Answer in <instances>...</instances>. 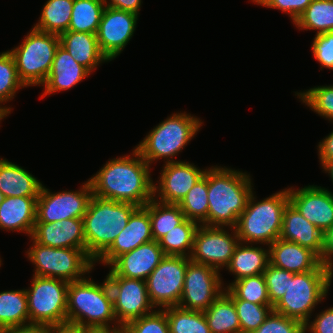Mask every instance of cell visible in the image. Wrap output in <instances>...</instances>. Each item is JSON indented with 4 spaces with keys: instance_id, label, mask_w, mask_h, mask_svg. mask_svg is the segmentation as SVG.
<instances>
[{
    "instance_id": "44dd1931",
    "label": "cell",
    "mask_w": 333,
    "mask_h": 333,
    "mask_svg": "<svg viewBox=\"0 0 333 333\" xmlns=\"http://www.w3.org/2000/svg\"><path fill=\"white\" fill-rule=\"evenodd\" d=\"M30 238L40 245L53 248L86 249L83 219L78 218L60 222L35 223Z\"/></svg>"
},
{
    "instance_id": "603a6c76",
    "label": "cell",
    "mask_w": 333,
    "mask_h": 333,
    "mask_svg": "<svg viewBox=\"0 0 333 333\" xmlns=\"http://www.w3.org/2000/svg\"><path fill=\"white\" fill-rule=\"evenodd\" d=\"M90 72L63 48L60 44L56 49L51 71L46 81L41 85L44 92L41 97L47 94L51 95L54 92L69 90L76 86L86 77H89Z\"/></svg>"
},
{
    "instance_id": "7c38bea8",
    "label": "cell",
    "mask_w": 333,
    "mask_h": 333,
    "mask_svg": "<svg viewBox=\"0 0 333 333\" xmlns=\"http://www.w3.org/2000/svg\"><path fill=\"white\" fill-rule=\"evenodd\" d=\"M112 294L117 323L124 327L128 322L154 312L146 281L117 276L111 269L106 276Z\"/></svg>"
},
{
    "instance_id": "f5cc1de1",
    "label": "cell",
    "mask_w": 333,
    "mask_h": 333,
    "mask_svg": "<svg viewBox=\"0 0 333 333\" xmlns=\"http://www.w3.org/2000/svg\"><path fill=\"white\" fill-rule=\"evenodd\" d=\"M43 333H81V328L71 325L55 326L44 328Z\"/></svg>"
},
{
    "instance_id": "ac0fdd59",
    "label": "cell",
    "mask_w": 333,
    "mask_h": 333,
    "mask_svg": "<svg viewBox=\"0 0 333 333\" xmlns=\"http://www.w3.org/2000/svg\"><path fill=\"white\" fill-rule=\"evenodd\" d=\"M289 202L322 233L333 225V192L327 188L309 185L288 188Z\"/></svg>"
},
{
    "instance_id": "74e56055",
    "label": "cell",
    "mask_w": 333,
    "mask_h": 333,
    "mask_svg": "<svg viewBox=\"0 0 333 333\" xmlns=\"http://www.w3.org/2000/svg\"><path fill=\"white\" fill-rule=\"evenodd\" d=\"M187 219L208 226V184L205 175L196 183L178 204Z\"/></svg>"
},
{
    "instance_id": "f6af8a7d",
    "label": "cell",
    "mask_w": 333,
    "mask_h": 333,
    "mask_svg": "<svg viewBox=\"0 0 333 333\" xmlns=\"http://www.w3.org/2000/svg\"><path fill=\"white\" fill-rule=\"evenodd\" d=\"M311 46L314 58L324 67L333 70V31L316 34Z\"/></svg>"
},
{
    "instance_id": "f546056e",
    "label": "cell",
    "mask_w": 333,
    "mask_h": 333,
    "mask_svg": "<svg viewBox=\"0 0 333 333\" xmlns=\"http://www.w3.org/2000/svg\"><path fill=\"white\" fill-rule=\"evenodd\" d=\"M29 325L25 289L0 292V328Z\"/></svg>"
},
{
    "instance_id": "4fadbf2b",
    "label": "cell",
    "mask_w": 333,
    "mask_h": 333,
    "mask_svg": "<svg viewBox=\"0 0 333 333\" xmlns=\"http://www.w3.org/2000/svg\"><path fill=\"white\" fill-rule=\"evenodd\" d=\"M226 228L200 224L195 233L189 259L218 271L227 267L240 241L235 228L228 227L232 231L230 234Z\"/></svg>"
},
{
    "instance_id": "4dcf8cb0",
    "label": "cell",
    "mask_w": 333,
    "mask_h": 333,
    "mask_svg": "<svg viewBox=\"0 0 333 333\" xmlns=\"http://www.w3.org/2000/svg\"><path fill=\"white\" fill-rule=\"evenodd\" d=\"M74 0H48L34 28L60 35L68 31Z\"/></svg>"
},
{
    "instance_id": "7402d4cb",
    "label": "cell",
    "mask_w": 333,
    "mask_h": 333,
    "mask_svg": "<svg viewBox=\"0 0 333 333\" xmlns=\"http://www.w3.org/2000/svg\"><path fill=\"white\" fill-rule=\"evenodd\" d=\"M269 260L273 266L294 274L315 270L321 264L311 249L280 238L269 245Z\"/></svg>"
},
{
    "instance_id": "db71d44e",
    "label": "cell",
    "mask_w": 333,
    "mask_h": 333,
    "mask_svg": "<svg viewBox=\"0 0 333 333\" xmlns=\"http://www.w3.org/2000/svg\"><path fill=\"white\" fill-rule=\"evenodd\" d=\"M122 327H86L81 333H117Z\"/></svg>"
},
{
    "instance_id": "9c48e42d",
    "label": "cell",
    "mask_w": 333,
    "mask_h": 333,
    "mask_svg": "<svg viewBox=\"0 0 333 333\" xmlns=\"http://www.w3.org/2000/svg\"><path fill=\"white\" fill-rule=\"evenodd\" d=\"M69 282L33 275L28 289L29 325L48 328L67 325V290Z\"/></svg>"
},
{
    "instance_id": "7bdbcfd3",
    "label": "cell",
    "mask_w": 333,
    "mask_h": 333,
    "mask_svg": "<svg viewBox=\"0 0 333 333\" xmlns=\"http://www.w3.org/2000/svg\"><path fill=\"white\" fill-rule=\"evenodd\" d=\"M263 274L266 280L271 305L274 306L285 294L288 279L291 278L294 273L277 268L269 263Z\"/></svg>"
},
{
    "instance_id": "484cf974",
    "label": "cell",
    "mask_w": 333,
    "mask_h": 333,
    "mask_svg": "<svg viewBox=\"0 0 333 333\" xmlns=\"http://www.w3.org/2000/svg\"><path fill=\"white\" fill-rule=\"evenodd\" d=\"M60 45L90 73L109 60L102 53L96 34L68 30L59 35Z\"/></svg>"
},
{
    "instance_id": "e0dca14e",
    "label": "cell",
    "mask_w": 333,
    "mask_h": 333,
    "mask_svg": "<svg viewBox=\"0 0 333 333\" xmlns=\"http://www.w3.org/2000/svg\"><path fill=\"white\" fill-rule=\"evenodd\" d=\"M163 165L160 179L153 186V198L169 204H179L206 172V169L180 160Z\"/></svg>"
},
{
    "instance_id": "277c9868",
    "label": "cell",
    "mask_w": 333,
    "mask_h": 333,
    "mask_svg": "<svg viewBox=\"0 0 333 333\" xmlns=\"http://www.w3.org/2000/svg\"><path fill=\"white\" fill-rule=\"evenodd\" d=\"M111 323H114L113 327H121L114 313L107 279L99 284L85 276L81 280L69 282L67 325L79 328L111 327Z\"/></svg>"
},
{
    "instance_id": "d590c367",
    "label": "cell",
    "mask_w": 333,
    "mask_h": 333,
    "mask_svg": "<svg viewBox=\"0 0 333 333\" xmlns=\"http://www.w3.org/2000/svg\"><path fill=\"white\" fill-rule=\"evenodd\" d=\"M162 310L166 313L170 333H211L204 312L179 306H169Z\"/></svg>"
},
{
    "instance_id": "8fae6325",
    "label": "cell",
    "mask_w": 333,
    "mask_h": 333,
    "mask_svg": "<svg viewBox=\"0 0 333 333\" xmlns=\"http://www.w3.org/2000/svg\"><path fill=\"white\" fill-rule=\"evenodd\" d=\"M185 256L165 255L146 279L148 296L157 309L178 306L184 287L187 264Z\"/></svg>"
},
{
    "instance_id": "6f0895ef",
    "label": "cell",
    "mask_w": 333,
    "mask_h": 333,
    "mask_svg": "<svg viewBox=\"0 0 333 333\" xmlns=\"http://www.w3.org/2000/svg\"><path fill=\"white\" fill-rule=\"evenodd\" d=\"M117 333H127V331L122 327Z\"/></svg>"
},
{
    "instance_id": "9f6ffc18",
    "label": "cell",
    "mask_w": 333,
    "mask_h": 333,
    "mask_svg": "<svg viewBox=\"0 0 333 333\" xmlns=\"http://www.w3.org/2000/svg\"><path fill=\"white\" fill-rule=\"evenodd\" d=\"M5 196L2 194V192L0 191V203L4 200Z\"/></svg>"
},
{
    "instance_id": "8d00e7d4",
    "label": "cell",
    "mask_w": 333,
    "mask_h": 333,
    "mask_svg": "<svg viewBox=\"0 0 333 333\" xmlns=\"http://www.w3.org/2000/svg\"><path fill=\"white\" fill-rule=\"evenodd\" d=\"M224 292L231 299H242L248 302L271 305L264 274L249 276L231 282L224 287Z\"/></svg>"
},
{
    "instance_id": "6da1fadb",
    "label": "cell",
    "mask_w": 333,
    "mask_h": 333,
    "mask_svg": "<svg viewBox=\"0 0 333 333\" xmlns=\"http://www.w3.org/2000/svg\"><path fill=\"white\" fill-rule=\"evenodd\" d=\"M132 151L130 155L108 160L99 172L88 179L93 195L138 207L153 199L154 181L150 165L135 148Z\"/></svg>"
},
{
    "instance_id": "52a82bcc",
    "label": "cell",
    "mask_w": 333,
    "mask_h": 333,
    "mask_svg": "<svg viewBox=\"0 0 333 333\" xmlns=\"http://www.w3.org/2000/svg\"><path fill=\"white\" fill-rule=\"evenodd\" d=\"M332 279L333 271L322 263L315 270L294 274L288 279L286 292L273 306V311L304 324L312 318L315 306L326 298Z\"/></svg>"
},
{
    "instance_id": "b9f144b4",
    "label": "cell",
    "mask_w": 333,
    "mask_h": 333,
    "mask_svg": "<svg viewBox=\"0 0 333 333\" xmlns=\"http://www.w3.org/2000/svg\"><path fill=\"white\" fill-rule=\"evenodd\" d=\"M123 328L127 333H170L167 316L162 309L134 319Z\"/></svg>"
},
{
    "instance_id": "836d02e7",
    "label": "cell",
    "mask_w": 333,
    "mask_h": 333,
    "mask_svg": "<svg viewBox=\"0 0 333 333\" xmlns=\"http://www.w3.org/2000/svg\"><path fill=\"white\" fill-rule=\"evenodd\" d=\"M196 221L185 219L180 225L158 240L159 246L165 255L190 257L196 230L199 227Z\"/></svg>"
},
{
    "instance_id": "7dc6e473",
    "label": "cell",
    "mask_w": 333,
    "mask_h": 333,
    "mask_svg": "<svg viewBox=\"0 0 333 333\" xmlns=\"http://www.w3.org/2000/svg\"><path fill=\"white\" fill-rule=\"evenodd\" d=\"M313 321L304 323V333H333V307H329L315 315Z\"/></svg>"
},
{
    "instance_id": "f1b7e54d",
    "label": "cell",
    "mask_w": 333,
    "mask_h": 333,
    "mask_svg": "<svg viewBox=\"0 0 333 333\" xmlns=\"http://www.w3.org/2000/svg\"><path fill=\"white\" fill-rule=\"evenodd\" d=\"M211 333H241L233 300L223 291L204 311Z\"/></svg>"
},
{
    "instance_id": "816d5d0a",
    "label": "cell",
    "mask_w": 333,
    "mask_h": 333,
    "mask_svg": "<svg viewBox=\"0 0 333 333\" xmlns=\"http://www.w3.org/2000/svg\"><path fill=\"white\" fill-rule=\"evenodd\" d=\"M0 333H43V328L33 325L22 327H1Z\"/></svg>"
},
{
    "instance_id": "f907efd6",
    "label": "cell",
    "mask_w": 333,
    "mask_h": 333,
    "mask_svg": "<svg viewBox=\"0 0 333 333\" xmlns=\"http://www.w3.org/2000/svg\"><path fill=\"white\" fill-rule=\"evenodd\" d=\"M318 156L320 161L333 160V131L318 144Z\"/></svg>"
},
{
    "instance_id": "ee69618b",
    "label": "cell",
    "mask_w": 333,
    "mask_h": 333,
    "mask_svg": "<svg viewBox=\"0 0 333 333\" xmlns=\"http://www.w3.org/2000/svg\"><path fill=\"white\" fill-rule=\"evenodd\" d=\"M253 333H304V324L272 311Z\"/></svg>"
},
{
    "instance_id": "ab89813d",
    "label": "cell",
    "mask_w": 333,
    "mask_h": 333,
    "mask_svg": "<svg viewBox=\"0 0 333 333\" xmlns=\"http://www.w3.org/2000/svg\"><path fill=\"white\" fill-rule=\"evenodd\" d=\"M295 95L312 111L333 123V85L317 86Z\"/></svg>"
},
{
    "instance_id": "c3c4849f",
    "label": "cell",
    "mask_w": 333,
    "mask_h": 333,
    "mask_svg": "<svg viewBox=\"0 0 333 333\" xmlns=\"http://www.w3.org/2000/svg\"><path fill=\"white\" fill-rule=\"evenodd\" d=\"M319 258L323 265L333 271V225L323 233V247Z\"/></svg>"
},
{
    "instance_id": "7a4b0ae2",
    "label": "cell",
    "mask_w": 333,
    "mask_h": 333,
    "mask_svg": "<svg viewBox=\"0 0 333 333\" xmlns=\"http://www.w3.org/2000/svg\"><path fill=\"white\" fill-rule=\"evenodd\" d=\"M249 175L225 166L207 169L208 226H236L254 189Z\"/></svg>"
},
{
    "instance_id": "e575fe53",
    "label": "cell",
    "mask_w": 333,
    "mask_h": 333,
    "mask_svg": "<svg viewBox=\"0 0 333 333\" xmlns=\"http://www.w3.org/2000/svg\"><path fill=\"white\" fill-rule=\"evenodd\" d=\"M293 24L299 30H317L316 34L333 31V1L313 0Z\"/></svg>"
},
{
    "instance_id": "1f68e13d",
    "label": "cell",
    "mask_w": 333,
    "mask_h": 333,
    "mask_svg": "<svg viewBox=\"0 0 333 333\" xmlns=\"http://www.w3.org/2000/svg\"><path fill=\"white\" fill-rule=\"evenodd\" d=\"M149 218L153 240L158 241L185 219L178 204L163 203L155 198L149 202Z\"/></svg>"
},
{
    "instance_id": "d6a6232c",
    "label": "cell",
    "mask_w": 333,
    "mask_h": 333,
    "mask_svg": "<svg viewBox=\"0 0 333 333\" xmlns=\"http://www.w3.org/2000/svg\"><path fill=\"white\" fill-rule=\"evenodd\" d=\"M105 7L103 0H74L68 30L96 34Z\"/></svg>"
},
{
    "instance_id": "5bb4252c",
    "label": "cell",
    "mask_w": 333,
    "mask_h": 333,
    "mask_svg": "<svg viewBox=\"0 0 333 333\" xmlns=\"http://www.w3.org/2000/svg\"><path fill=\"white\" fill-rule=\"evenodd\" d=\"M93 195L87 180L77 191L51 192L42 185L37 198L36 223L60 222L70 218L82 219Z\"/></svg>"
},
{
    "instance_id": "3957f363",
    "label": "cell",
    "mask_w": 333,
    "mask_h": 333,
    "mask_svg": "<svg viewBox=\"0 0 333 333\" xmlns=\"http://www.w3.org/2000/svg\"><path fill=\"white\" fill-rule=\"evenodd\" d=\"M137 205L92 195L83 216L86 252L95 262L111 247L126 227Z\"/></svg>"
},
{
    "instance_id": "ffe728a7",
    "label": "cell",
    "mask_w": 333,
    "mask_h": 333,
    "mask_svg": "<svg viewBox=\"0 0 333 333\" xmlns=\"http://www.w3.org/2000/svg\"><path fill=\"white\" fill-rule=\"evenodd\" d=\"M164 257L158 241L153 240L121 254L109 267L117 276L146 281Z\"/></svg>"
},
{
    "instance_id": "5b68a950",
    "label": "cell",
    "mask_w": 333,
    "mask_h": 333,
    "mask_svg": "<svg viewBox=\"0 0 333 333\" xmlns=\"http://www.w3.org/2000/svg\"><path fill=\"white\" fill-rule=\"evenodd\" d=\"M289 203L288 188L256 202L252 192L234 227L239 241L269 246L279 239L284 209Z\"/></svg>"
},
{
    "instance_id": "11a10c76",
    "label": "cell",
    "mask_w": 333,
    "mask_h": 333,
    "mask_svg": "<svg viewBox=\"0 0 333 333\" xmlns=\"http://www.w3.org/2000/svg\"><path fill=\"white\" fill-rule=\"evenodd\" d=\"M322 168L324 169L325 173H328L331 177L333 182V160L329 161H320Z\"/></svg>"
},
{
    "instance_id": "8992f818",
    "label": "cell",
    "mask_w": 333,
    "mask_h": 333,
    "mask_svg": "<svg viewBox=\"0 0 333 333\" xmlns=\"http://www.w3.org/2000/svg\"><path fill=\"white\" fill-rule=\"evenodd\" d=\"M202 124L194 115L173 113L154 127L135 149L150 166L158 159H166L165 163L177 162L174 156L195 137Z\"/></svg>"
},
{
    "instance_id": "bcb514c9",
    "label": "cell",
    "mask_w": 333,
    "mask_h": 333,
    "mask_svg": "<svg viewBox=\"0 0 333 333\" xmlns=\"http://www.w3.org/2000/svg\"><path fill=\"white\" fill-rule=\"evenodd\" d=\"M257 5L279 9L289 15L294 23L313 0H251Z\"/></svg>"
},
{
    "instance_id": "83f0119b",
    "label": "cell",
    "mask_w": 333,
    "mask_h": 333,
    "mask_svg": "<svg viewBox=\"0 0 333 333\" xmlns=\"http://www.w3.org/2000/svg\"><path fill=\"white\" fill-rule=\"evenodd\" d=\"M253 244L243 245L239 242L234 250L231 261L226 269L235 275L234 281L244 277L257 276L266 270L269 260V246L266 248L254 247Z\"/></svg>"
},
{
    "instance_id": "d6986e66",
    "label": "cell",
    "mask_w": 333,
    "mask_h": 333,
    "mask_svg": "<svg viewBox=\"0 0 333 333\" xmlns=\"http://www.w3.org/2000/svg\"><path fill=\"white\" fill-rule=\"evenodd\" d=\"M150 241H153V237L148 202L132 213L126 227L116 237L111 247L96 262L99 261L104 266H109L121 254L132 251Z\"/></svg>"
},
{
    "instance_id": "cb8c5ba5",
    "label": "cell",
    "mask_w": 333,
    "mask_h": 333,
    "mask_svg": "<svg viewBox=\"0 0 333 333\" xmlns=\"http://www.w3.org/2000/svg\"><path fill=\"white\" fill-rule=\"evenodd\" d=\"M280 239L295 242L314 251L319 257L323 247V233L306 220L289 202L284 209Z\"/></svg>"
},
{
    "instance_id": "4316f807",
    "label": "cell",
    "mask_w": 333,
    "mask_h": 333,
    "mask_svg": "<svg viewBox=\"0 0 333 333\" xmlns=\"http://www.w3.org/2000/svg\"><path fill=\"white\" fill-rule=\"evenodd\" d=\"M42 185L21 166L0 158V191L5 197H38Z\"/></svg>"
},
{
    "instance_id": "30bf717a",
    "label": "cell",
    "mask_w": 333,
    "mask_h": 333,
    "mask_svg": "<svg viewBox=\"0 0 333 333\" xmlns=\"http://www.w3.org/2000/svg\"><path fill=\"white\" fill-rule=\"evenodd\" d=\"M33 241L27 258L35 266L34 274L38 277L58 278L68 282L84 278L94 269L95 262L86 249L53 248Z\"/></svg>"
},
{
    "instance_id": "2e32d148",
    "label": "cell",
    "mask_w": 333,
    "mask_h": 333,
    "mask_svg": "<svg viewBox=\"0 0 333 333\" xmlns=\"http://www.w3.org/2000/svg\"><path fill=\"white\" fill-rule=\"evenodd\" d=\"M137 20L135 13L105 7L96 36L102 53L109 61L120 55L132 39Z\"/></svg>"
},
{
    "instance_id": "ba28073f",
    "label": "cell",
    "mask_w": 333,
    "mask_h": 333,
    "mask_svg": "<svg viewBox=\"0 0 333 333\" xmlns=\"http://www.w3.org/2000/svg\"><path fill=\"white\" fill-rule=\"evenodd\" d=\"M59 44V35L33 27L21 44L8 50L14 59L18 77L26 87L42 85L46 81Z\"/></svg>"
},
{
    "instance_id": "681fc988",
    "label": "cell",
    "mask_w": 333,
    "mask_h": 333,
    "mask_svg": "<svg viewBox=\"0 0 333 333\" xmlns=\"http://www.w3.org/2000/svg\"><path fill=\"white\" fill-rule=\"evenodd\" d=\"M106 6L139 15L142 0H103Z\"/></svg>"
},
{
    "instance_id": "d4e9b609",
    "label": "cell",
    "mask_w": 333,
    "mask_h": 333,
    "mask_svg": "<svg viewBox=\"0 0 333 333\" xmlns=\"http://www.w3.org/2000/svg\"><path fill=\"white\" fill-rule=\"evenodd\" d=\"M38 197H5L0 203V229L32 235Z\"/></svg>"
},
{
    "instance_id": "60d3db41",
    "label": "cell",
    "mask_w": 333,
    "mask_h": 333,
    "mask_svg": "<svg viewBox=\"0 0 333 333\" xmlns=\"http://www.w3.org/2000/svg\"><path fill=\"white\" fill-rule=\"evenodd\" d=\"M239 317L241 333H253L273 311L272 305H262L242 299H232Z\"/></svg>"
},
{
    "instance_id": "f35d334b",
    "label": "cell",
    "mask_w": 333,
    "mask_h": 333,
    "mask_svg": "<svg viewBox=\"0 0 333 333\" xmlns=\"http://www.w3.org/2000/svg\"><path fill=\"white\" fill-rule=\"evenodd\" d=\"M26 87L19 79L14 59L9 51L0 53V115L4 118L11 113L5 103L12 100L16 92ZM5 105V106H2Z\"/></svg>"
},
{
    "instance_id": "9a60e30c",
    "label": "cell",
    "mask_w": 333,
    "mask_h": 333,
    "mask_svg": "<svg viewBox=\"0 0 333 333\" xmlns=\"http://www.w3.org/2000/svg\"><path fill=\"white\" fill-rule=\"evenodd\" d=\"M220 271L190 261L178 306L187 310L204 312L224 291Z\"/></svg>"
}]
</instances>
